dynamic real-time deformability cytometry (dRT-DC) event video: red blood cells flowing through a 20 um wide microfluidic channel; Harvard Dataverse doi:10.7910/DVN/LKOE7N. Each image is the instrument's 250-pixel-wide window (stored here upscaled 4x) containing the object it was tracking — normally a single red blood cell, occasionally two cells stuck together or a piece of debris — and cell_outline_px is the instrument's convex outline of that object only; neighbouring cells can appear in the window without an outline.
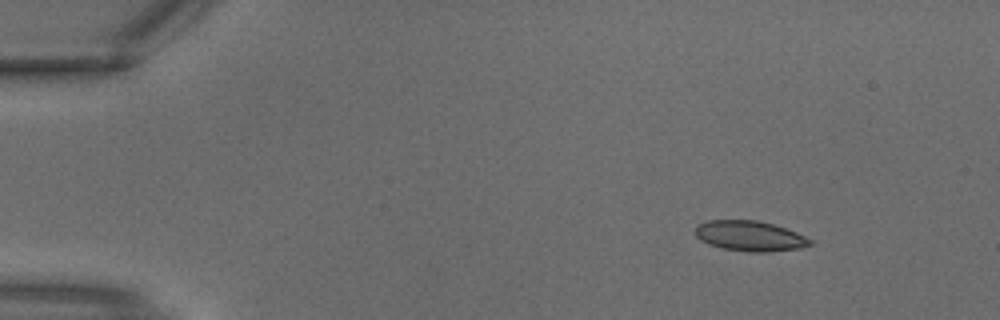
{"species": "common noctule bat (a hibernating species)", "species_latin": "Nyctalus noctula", "temperature_condition": "warm", "stored_images_in_passage": 2, "camera_frame_rate_fps": 3000, "um_per_image_px": 0.085, "animal": {"sex": "male", "body_mass_g": 18.8}, "frame": {"image": 1, "passage_image": 1, "time_ms": 0.0, "image_size_px": [1000, 320], "cell_outline_px": [[812, 244], [800, 248], [768, 252], [748, 252], [724, 248], [708, 244], [700, 240], [696, 236], [696, 224], [708, 220], [756, 220], [772, 224], [796, 232], [812, 240]], "centroid_in_image_um": [63.71, 20.06], "position_along_channel_um": 21.3, "area_um2": 20.17}}